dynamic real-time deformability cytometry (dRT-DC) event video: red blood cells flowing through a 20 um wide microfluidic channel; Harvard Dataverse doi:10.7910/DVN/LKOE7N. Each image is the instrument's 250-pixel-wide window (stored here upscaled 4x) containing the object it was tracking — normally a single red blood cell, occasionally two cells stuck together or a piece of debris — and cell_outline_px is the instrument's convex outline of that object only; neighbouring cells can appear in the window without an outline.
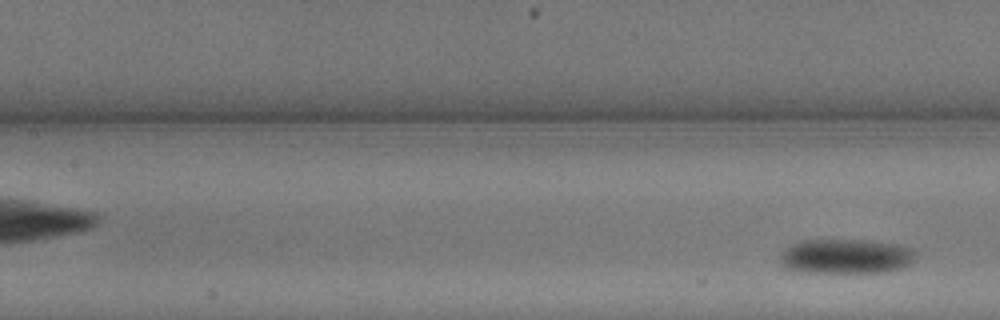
{"species": "common noctule bat (a hibernating species)", "species_latin": "Nyctalus noctula", "temperature_condition": "warm", "stored_images_in_passage": 8, "camera_frame_rate_fps": 3000, "um_per_image_px": 0.085, "animal": {"sex": "male", "body_mass_g": 13.3}, "frame": {"image": 1, "passage_image": 8, "time_ms": 2.333, "image_size_px": [1000, 320], "cell_outline_px": [[916, 256], [904, 268], [888, 272], [796, 272], [784, 268], [780, 260], [780, 252], [792, 244], [800, 240], [868, 240], [896, 244], [912, 248]], "centroid_in_image_um": [71.87, 21.79], "position_along_channel_um": 135.5, "area_um2": 27.69}}